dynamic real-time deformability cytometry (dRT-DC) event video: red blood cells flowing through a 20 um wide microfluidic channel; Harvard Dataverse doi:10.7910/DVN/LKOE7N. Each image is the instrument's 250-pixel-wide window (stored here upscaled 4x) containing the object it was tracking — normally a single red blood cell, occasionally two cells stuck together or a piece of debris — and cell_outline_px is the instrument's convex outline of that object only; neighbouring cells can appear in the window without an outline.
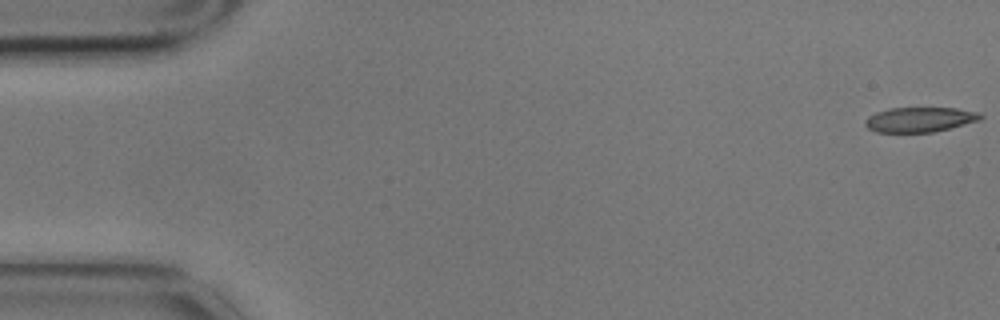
{"species": "common noctule bat (a hibernating species)", "species_latin": "Nyctalus noctula", "temperature_condition": "cold", "stored_images_in_passage": 5, "camera_frame_rate_fps": 3000, "um_per_image_px": 0.085, "animal": {"sex": "male", "body_mass_g": 17.9}, "frame": {"image": 1, "passage_image": 1, "time_ms": 0.0, "image_size_px": [1000, 320], "cell_outline_px": [[984, 116], [980, 120], [932, 132], [876, 132], [868, 128], [864, 124], [864, 120], [868, 116], [876, 112], [888, 108], [956, 108], [976, 112]], "centroid_in_image_um": [78.13, 10.16], "position_along_channel_um": 6.9, "area_um2": 16.59}}
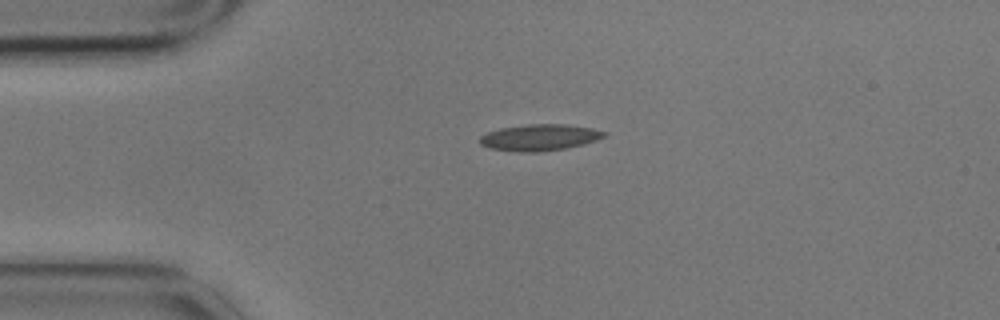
{"frame": {"image": 2, "passage_image": 4, "time_ms": 1.0, "image_size_px": [1000, 320], "cell_outline_px": [[608, 136], [584, 144], [564, 148], [536, 152], [516, 152], [488, 148], [480, 144], [480, 136], [488, 132], [500, 128], [528, 124], [568, 124], [592, 128], [608, 132]], "centroid_in_image_um": [45.88, 11.68], "position_along_channel_um": 39.1, "area_um2": 19.25}}